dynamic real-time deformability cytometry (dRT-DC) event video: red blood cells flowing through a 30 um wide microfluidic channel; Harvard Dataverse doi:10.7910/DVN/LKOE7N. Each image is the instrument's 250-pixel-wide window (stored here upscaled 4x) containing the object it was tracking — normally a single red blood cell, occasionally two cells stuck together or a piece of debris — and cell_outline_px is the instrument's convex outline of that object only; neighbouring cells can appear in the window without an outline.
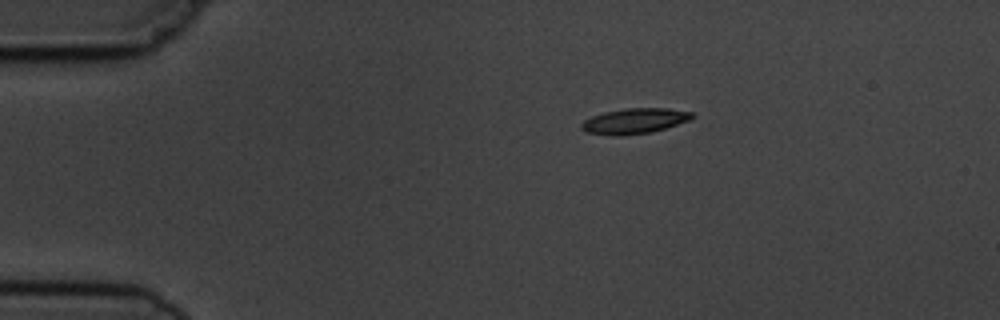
{"species": "common noctule bat (a hibernating species)", "species_latin": "Nyctalus noctula", "temperature_condition": "cold", "stored_images_in_passage": 3, "camera_frame_rate_fps": 3000, "um_per_image_px": 0.085, "animal": {"sex": "male", "body_mass_g": 19.5, "forearm_length_mm": 54.6}, "frame": {"image": 1, "passage_image": 1, "time_ms": 0.0, "image_size_px": [1000, 320], "cell_outline_px": [[696, 116], [692, 120], [652, 132], [620, 136], [616, 136], [584, 132], [580, 128], [580, 124], [584, 120], [592, 116], [604, 112], [624, 108], [668, 108], [692, 112]], "centroid_in_image_um": [53.95, 10.28], "position_along_channel_um": 31.1, "area_um2": 16.65}}
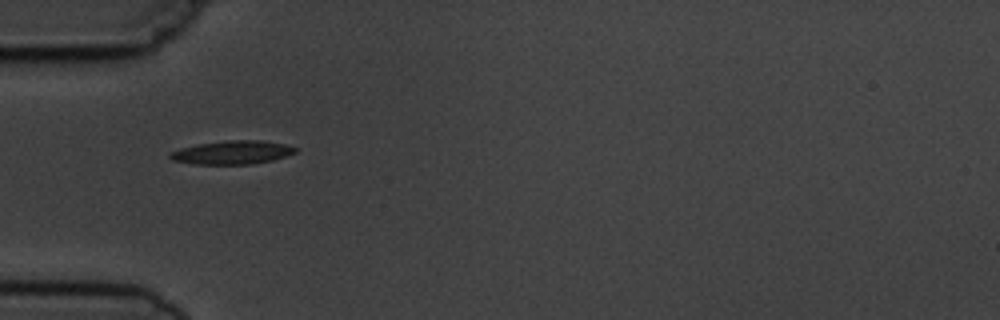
{"frame": {"image": 2, "passage_image": 3, "time_ms": 2.333, "image_size_px": [1000, 320], "cell_outline_px": [[296, 152], [272, 160], [252, 164], [192, 164], [172, 160], [168, 156], [168, 152], [180, 148], [200, 144], [224, 140], [260, 140], [284, 144], [296, 148]], "centroid_in_image_um": [19.68, 12.96], "position_along_channel_um": 65.3, "area_um2": 17.11}}